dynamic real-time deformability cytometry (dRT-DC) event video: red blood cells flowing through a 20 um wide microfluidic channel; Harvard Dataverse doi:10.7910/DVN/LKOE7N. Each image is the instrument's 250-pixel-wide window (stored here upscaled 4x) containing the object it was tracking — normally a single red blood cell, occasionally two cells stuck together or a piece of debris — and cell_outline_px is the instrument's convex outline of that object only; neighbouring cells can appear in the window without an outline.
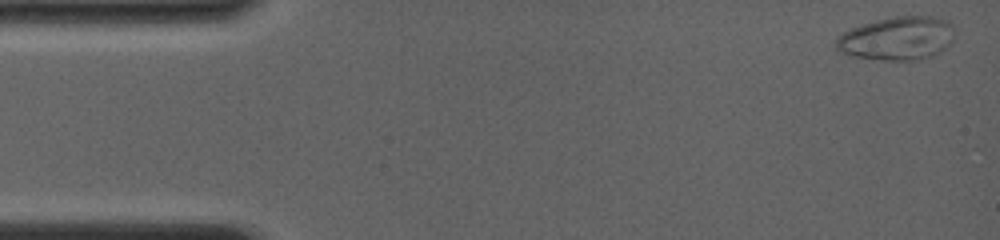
{"species": "common noctule bat (a hibernating species)", "species_latin": "Nyctalus noctula", "temperature_condition": "room temperature", "stored_images_in_passage": 26, "camera_frame_rate_fps": 4000, "um_per_image_px": 0.085, "animal": {"sex": "female", "body_mass_g": 19.0, "forearm_length_mm": 56.7}, "frame": {"image": 1, "passage_image": 1, "time_ms": 0.0, "image_size_px": [1000, 240], "cell_outline_px": [[952, 40], [944, 48], [932, 56], [920, 60], [888, 60], [856, 56], [840, 52], [836, 48], [836, 36], [848, 28], [876, 20], [896, 16], [936, 16], [952, 20]], "centroid_in_image_um": [76.25, 3.24], "position_along_channel_um": 8.7, "area_um2": 30.11}}
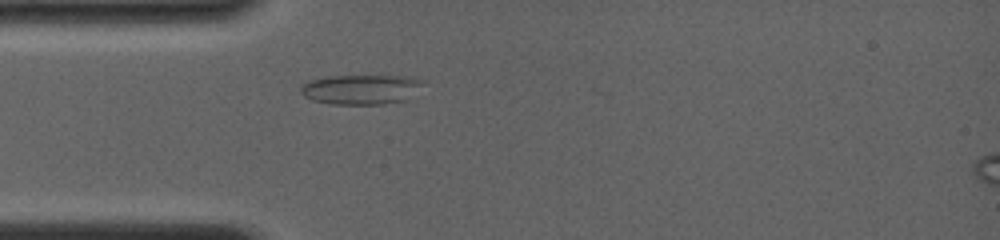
{"frame": {"image": 2, "passage_image": 18, "time_ms": 4.5, "image_size_px": [1000, 240], "cell_outline_px": [[424, 80], [404, 100], [384, 104], [332, 104], [312, 100], [304, 96], [300, 92], [300, 84], [308, 80], [328, 76], [408, 76]], "centroid_in_image_um": [30.57, 7.59], "position_along_channel_um": 54.4, "area_um2": 20.98}}
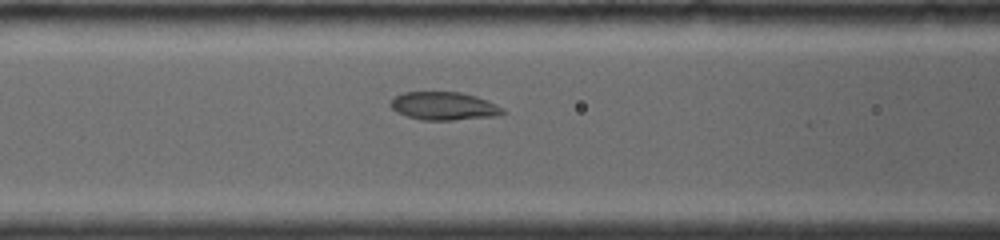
{"frame": {"image": 3, "passage_image": 26, "time_ms": 6.5, "image_size_px": [1000, 240], "cell_outline_px": [[508, 112], [496, 116], [452, 120], [420, 120], [396, 112], [388, 104], [396, 96], [404, 92], [460, 92], [476, 96], [488, 100], [504, 108]], "centroid_in_image_um": [37.76, 9.01], "position_along_channel_um": 128.8, "area_um2": 18.5}}